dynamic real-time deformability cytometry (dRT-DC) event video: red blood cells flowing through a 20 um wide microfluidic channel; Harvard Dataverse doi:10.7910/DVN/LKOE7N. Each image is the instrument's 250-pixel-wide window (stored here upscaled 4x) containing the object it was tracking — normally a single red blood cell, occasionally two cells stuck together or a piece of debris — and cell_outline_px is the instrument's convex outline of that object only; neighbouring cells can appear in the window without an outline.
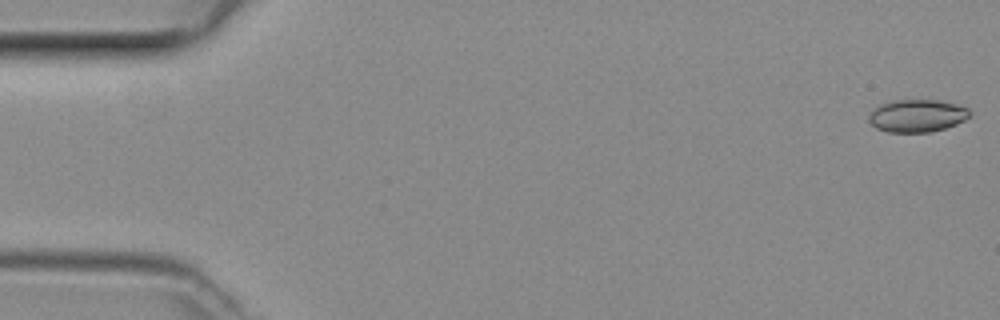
{"species": "common noctule bat (a hibernating species)", "species_latin": "Nyctalus noctula", "temperature_condition": "room temperature", "stored_images_in_passage": 48, "camera_frame_rate_fps": 3000, "um_per_image_px": 0.085, "animal": {"sex": "female", "body_mass_g": 29.2, "forearm_length_mm": 56.3}, "frame": {"image": 1, "passage_image": 1, "time_ms": 0.0, "image_size_px": [1000, 320], "cell_outline_px": [[968, 116], [964, 120], [956, 124], [944, 128], [928, 132], [888, 132], [876, 128], [868, 120], [868, 116], [880, 104], [892, 100], [936, 100], [960, 104], [968, 108]], "centroid_in_image_um": [77.94, 9.83], "position_along_channel_um": 7.1, "area_um2": 19.02}}
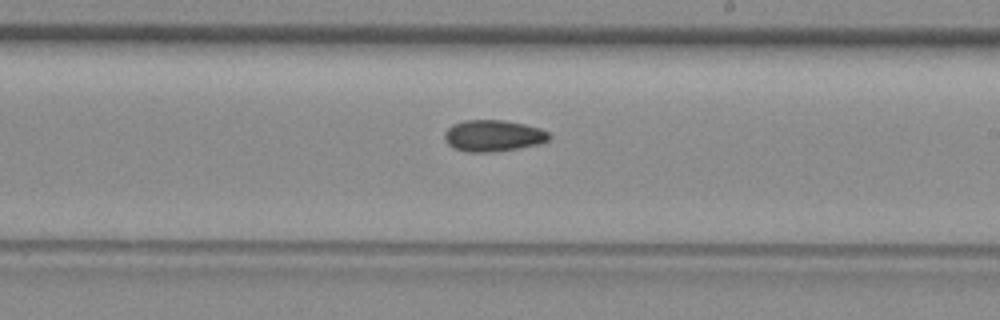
{"frame": {"image": 2, "passage_image": 28, "time_ms": 9.0, "image_size_px": [1000, 320], "cell_outline_px": [[552, 136], [548, 140], [540, 144], [492, 152], [468, 152], [452, 148], [444, 140], [444, 132], [452, 124], [464, 120], [504, 120], [524, 124], [540, 128], [548, 132]], "centroid_in_image_um": [41.9, 11.53], "position_along_channel_um": 247.1, "area_um2": 19.31}}
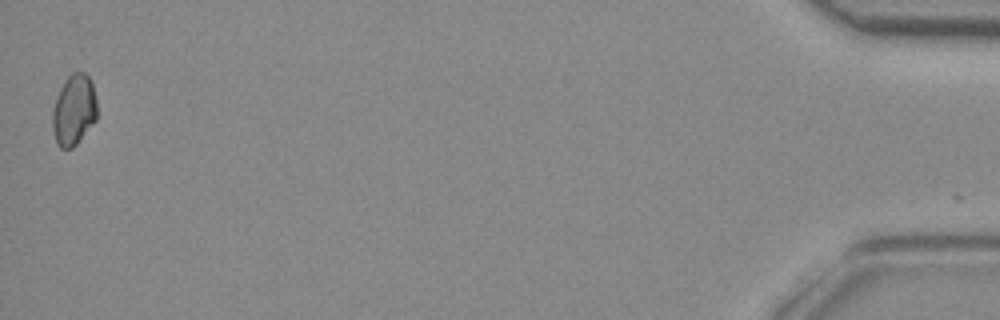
{"frame": {"image": 3, "passage_image": 48, "time_ms": 15.667, "image_size_px": [1000, 320], "cell_outline_px": [[96, 120], [76, 144], [72, 148], [60, 148], [56, 144], [52, 128], [52, 112], [56, 96], [60, 88], [68, 76], [72, 72], [84, 72], [88, 76], [92, 84], [96, 100]], "centroid_in_image_um": [6.26, 9.36], "position_along_channel_um": 428.9, "area_um2": 18.38}}